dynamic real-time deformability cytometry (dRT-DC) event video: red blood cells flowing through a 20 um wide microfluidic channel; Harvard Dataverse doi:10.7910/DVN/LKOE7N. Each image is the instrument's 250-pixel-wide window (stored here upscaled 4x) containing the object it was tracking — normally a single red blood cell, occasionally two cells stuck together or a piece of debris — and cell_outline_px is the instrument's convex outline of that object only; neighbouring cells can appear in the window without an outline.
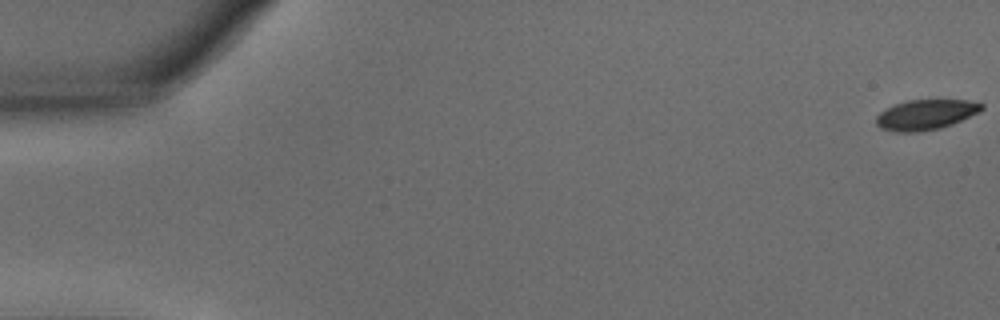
{"species": "common noctule bat (a hibernating species)", "species_latin": "Nyctalus noctula", "temperature_condition": "warm", "stored_images_in_passage": 54, "camera_frame_rate_fps": 3000, "um_per_image_px": 0.085, "animal": {"sex": "male", "body_mass_g": 15.6}, "frame": {"image": 1, "passage_image": 1, "time_ms": 0.0, "image_size_px": [1000, 320], "cell_outline_px": [[984, 108], [980, 112], [952, 124], [940, 128], [916, 132], [896, 132], [880, 128], [876, 124], [876, 116], [880, 112], [896, 104], [908, 100], [968, 100], [984, 104]], "centroid_in_image_um": [78.7, 9.75], "position_along_channel_um": 6.3, "area_um2": 18.5}}
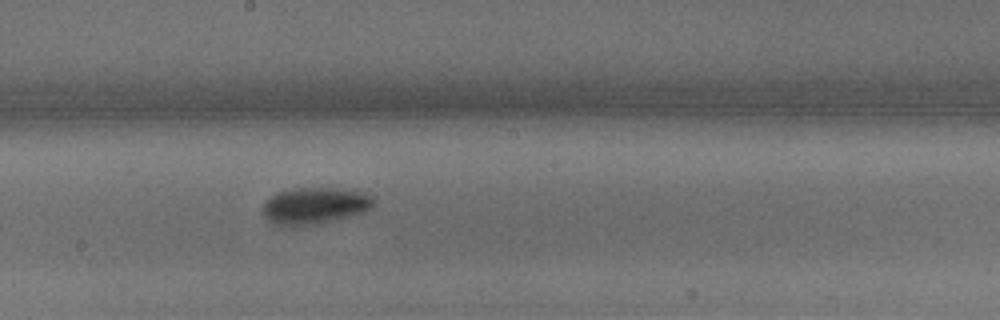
{"frame": {"image": 2, "passage_image": 30, "time_ms": 9.667, "image_size_px": [1000, 320], "cell_outline_px": [[372, 208], [364, 212], [348, 216], [312, 224], [292, 228], [284, 228], [268, 220], [264, 216], [260, 208], [264, 200], [276, 192], [296, 188], [328, 188], [360, 192], [372, 196]], "centroid_in_image_um": [26.62, 17.5], "position_along_channel_um": 221.6, "area_um2": 23.7}}
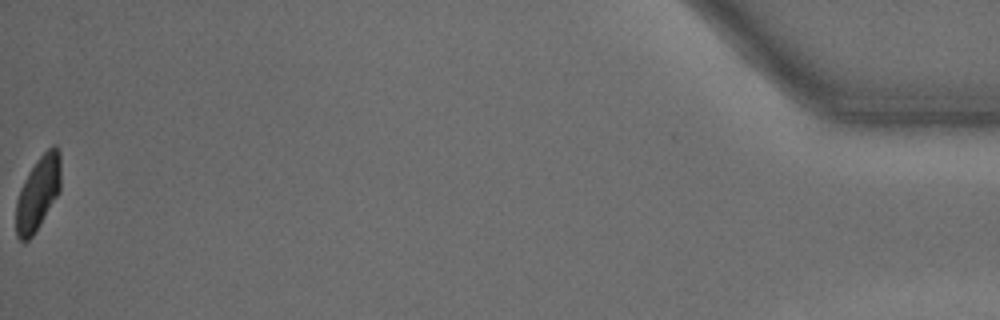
{"frame": {"image": 3, "passage_image": 54, "time_ms": 17.667, "image_size_px": [1000, 320], "cell_outline_px": [[60, 192], [40, 224], [32, 236], [28, 240], [20, 240], [16, 236], [16, 200], [20, 188], [28, 172], [36, 160], [52, 144], [56, 144], [60, 152]], "centroid_in_image_um": [3.23, 16.38], "position_along_channel_um": 432.0, "area_um2": 19.36}, "authors_computed_cell_mechanics": {"area_um2": 20.9814, "velocity_mm_per_s": 3.8441, "shape_relaxation_time_tau1_ms": 2.6703, "shape_relaxation_time_tau2_ms": 3.3199, "deformation_change_tau1": 0.1242, "deformation_change_tau2": 0.0614}}